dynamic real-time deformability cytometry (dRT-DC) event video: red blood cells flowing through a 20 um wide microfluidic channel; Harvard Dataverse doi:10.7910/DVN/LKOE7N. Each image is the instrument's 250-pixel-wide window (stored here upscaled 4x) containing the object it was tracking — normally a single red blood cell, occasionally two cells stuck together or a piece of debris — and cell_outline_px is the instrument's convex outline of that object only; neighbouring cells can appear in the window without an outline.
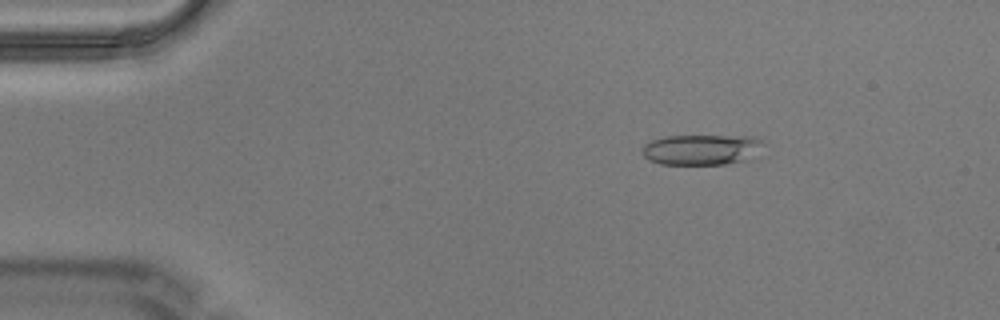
{"species": "Egyptian fruit bat (a non-hibernating species)", "species_latin": "Rousettus aegyptiacus", "temperature_condition": "warm", "stored_images_in_passage": 4, "camera_frame_rate_fps": 3000, "um_per_image_px": 0.085, "animal": {"sex": "male"}, "frame": {"image": 1, "passage_image": 2, "time_ms": 0.333, "image_size_px": [1000, 320], "cell_outline_px": [[768, 156], [756, 160], [728, 164], [660, 164], [648, 160], [644, 156], [640, 148], [644, 144], [652, 140], [664, 136], [752, 136], [760, 140], [764, 144]], "centroid_in_image_um": [59.83, 12.74], "position_along_channel_um": 25.2, "area_um2": 22.77}}